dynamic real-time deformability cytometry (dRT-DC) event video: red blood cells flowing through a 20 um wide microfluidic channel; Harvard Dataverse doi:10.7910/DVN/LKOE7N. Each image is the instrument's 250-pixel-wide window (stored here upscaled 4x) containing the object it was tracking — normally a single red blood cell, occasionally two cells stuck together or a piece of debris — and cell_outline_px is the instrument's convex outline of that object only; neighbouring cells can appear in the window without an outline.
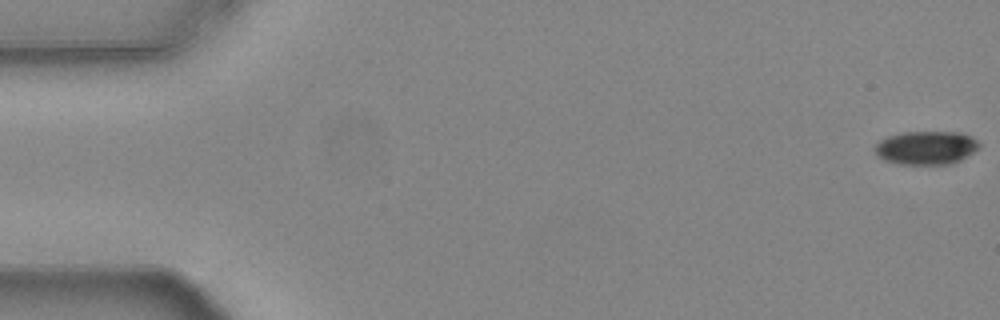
{"species": "common noctule bat (a hibernating species)", "species_latin": "Nyctalus noctula", "temperature_condition": "warm", "stored_images_in_passage": 55, "camera_frame_rate_fps": 3000, "um_per_image_px": 0.085, "animal": {"sex": "female", "body_mass_g": 24.6, "forearm_length_mm": 56.2}, "frame": {"image": 1, "passage_image": 1, "time_ms": 0.0, "image_size_px": [1000, 320], "cell_outline_px": [[980, 148], [960, 160], [952, 164], [900, 164], [884, 160], [876, 156], [872, 148], [880, 140], [888, 136], [904, 132], [960, 132], [972, 136], [980, 144]], "centroid_in_image_um": [78.71, 12.56], "position_along_channel_um": 6.3, "area_um2": 20.58}}
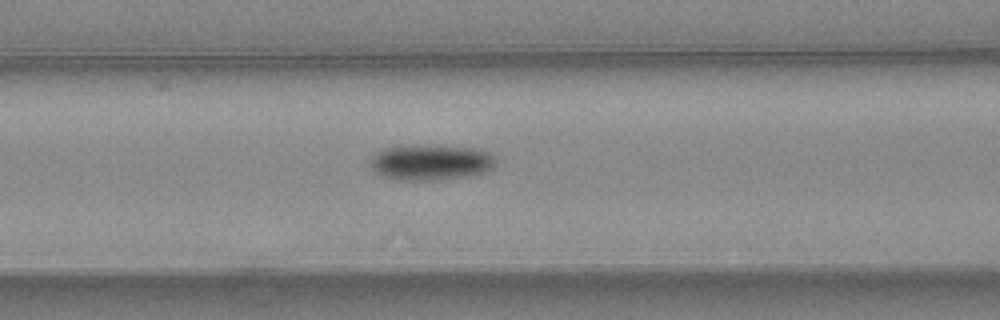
{"frame": {"image": 2, "passage_image": 23, "time_ms": 7.333, "image_size_px": [1000, 320], "cell_outline_px": [[496, 160], [492, 168], [484, 172], [472, 176], [440, 180], [400, 180], [384, 176], [376, 172], [372, 168], [372, 156], [376, 152], [384, 148], [480, 148], [496, 156]], "centroid_in_image_um": [36.69, 13.86], "position_along_channel_um": 129.9, "area_um2": 25.03}}
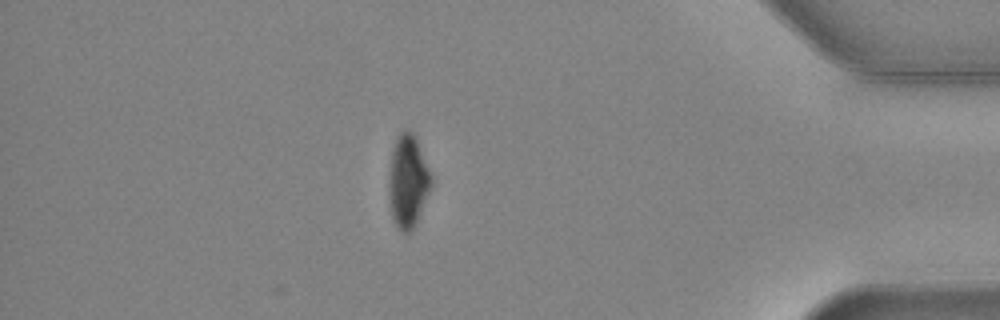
{"frame": {"image": 3, "passage_image": 48, "time_ms": 15.667, "image_size_px": [1000, 320], "cell_outline_px": [[432, 184], [412, 232], [400, 232], [392, 216], [388, 192], [388, 176], [392, 152], [396, 140], [400, 132], [408, 128], [416, 136], [432, 176]], "centroid_in_image_um": [34.67, 15.39], "position_along_channel_um": 400.5, "area_um2": 22.95}, "authors_computed_cell_mechanics": {"area_um2": 23.5246, "velocity_mm_per_s": 3.7625, "shape_relaxation_time_tau1_ms": 3.9413, "shape_relaxation_time_tau2_ms": null, "deformation_change_tau1": 0.1075, "deformation_change_tau2": null}}